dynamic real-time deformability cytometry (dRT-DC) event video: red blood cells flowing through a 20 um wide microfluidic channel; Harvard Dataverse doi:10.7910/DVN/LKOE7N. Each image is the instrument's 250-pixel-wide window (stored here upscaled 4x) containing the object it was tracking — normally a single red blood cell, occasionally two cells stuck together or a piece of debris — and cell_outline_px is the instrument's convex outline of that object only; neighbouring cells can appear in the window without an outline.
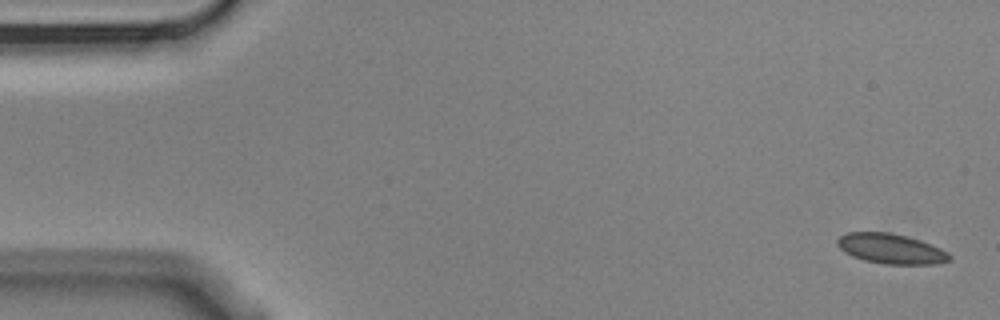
{"species": "Egyptian fruit bat (a non-hibernating species)", "species_latin": "Rousettus aegyptiacus", "temperature_condition": "cold", "stored_images_in_passage": 8, "camera_frame_rate_fps": 3000, "um_per_image_px": 0.085, "animal": {"sex": "male"}, "frame": {"image": 1, "passage_image": 1, "time_ms": 0.0, "image_size_px": [1000, 320], "cell_outline_px": [[952, 260], [936, 264], [884, 264], [864, 260], [852, 256], [844, 252], [836, 244], [836, 240], [840, 236], [848, 232], [888, 232], [908, 236], [920, 240], [940, 248], [948, 252], [952, 256]], "centroid_in_image_um": [75.74, 21.14], "position_along_channel_um": 9.3, "area_um2": 19.77}}
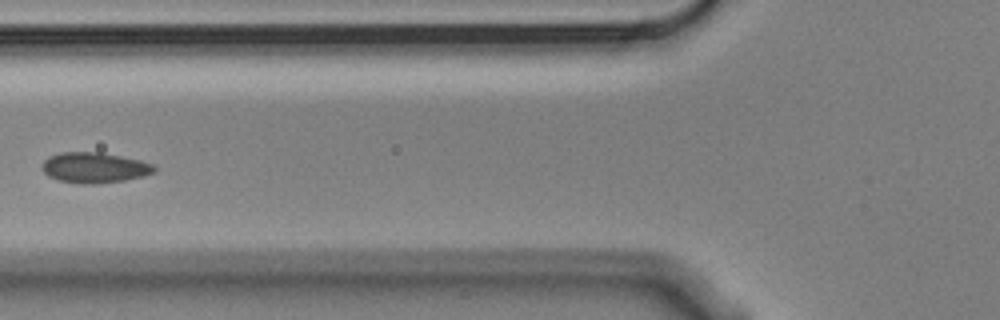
{"frame": {"image": 2, "passage_image": 6, "time_ms": 1.667, "image_size_px": [1000, 320], "cell_outline_px": [[156, 172], [144, 176], [124, 180], [96, 184], [76, 184], [60, 180], [48, 176], [40, 168], [40, 164], [44, 160], [60, 152], [100, 152], [140, 160], [152, 164], [156, 168]], "centroid_in_image_um": [8.01, 14.26], "position_along_channel_um": 117.8, "area_um2": 20.06}}
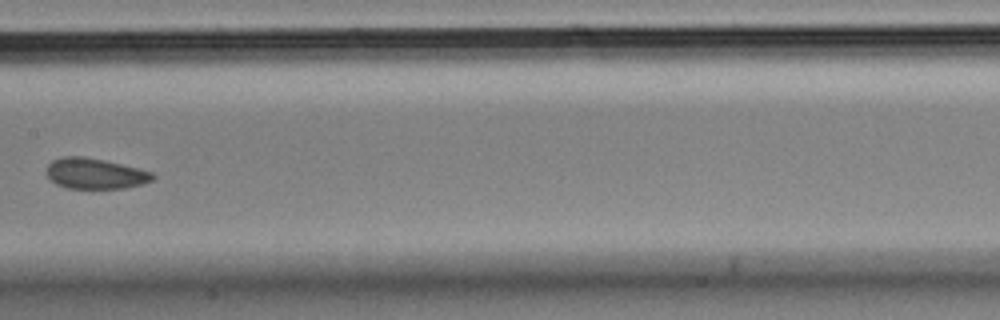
{"frame": {"image": 3, "passage_image": 8, "time_ms": 2.333, "image_size_px": [1000, 320], "cell_outline_px": [[156, 176], [152, 180], [144, 184], [124, 188], [68, 188], [56, 184], [48, 176], [48, 164], [52, 160], [64, 156], [80, 156], [104, 160], [152, 172]], "centroid_in_image_um": [8.1, 14.76], "position_along_channel_um": 199.3, "area_um2": 18.73}}